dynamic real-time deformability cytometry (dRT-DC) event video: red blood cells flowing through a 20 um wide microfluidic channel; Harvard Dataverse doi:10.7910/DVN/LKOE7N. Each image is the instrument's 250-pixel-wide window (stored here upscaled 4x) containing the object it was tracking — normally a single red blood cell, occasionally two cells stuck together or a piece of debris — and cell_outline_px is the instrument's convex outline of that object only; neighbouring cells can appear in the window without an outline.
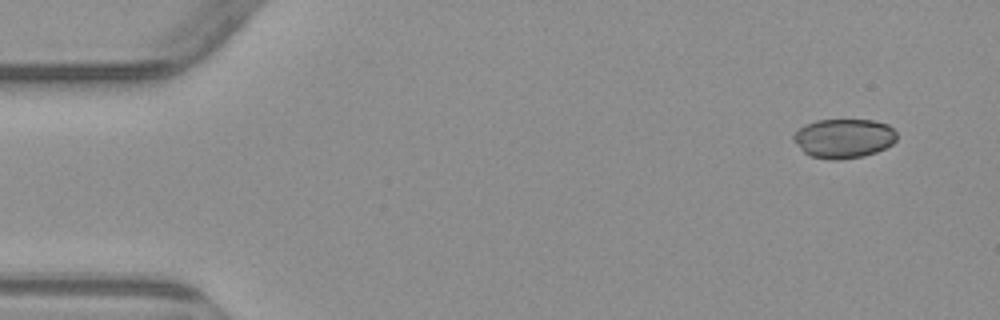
{"species": "common noctule bat (a hibernating species)", "species_latin": "Nyctalus noctula", "temperature_condition": "warm", "stored_images_in_passage": 3, "camera_frame_rate_fps": 3000, "um_per_image_px": 0.085, "animal": {"sex": "male", "body_mass_g": 23.1, "forearm_length_mm": 52.7}, "frame": {"image": 1, "passage_image": 1, "time_ms": 0.0, "image_size_px": [1000, 320], "cell_outline_px": [[896, 140], [892, 144], [876, 152], [864, 156], [840, 160], [832, 160], [808, 156], [792, 140], [792, 136], [804, 124], [816, 120], [872, 120], [888, 124], [896, 132]], "centroid_in_image_um": [71.7, 11.77], "position_along_channel_um": 13.3, "area_um2": 23.81}}